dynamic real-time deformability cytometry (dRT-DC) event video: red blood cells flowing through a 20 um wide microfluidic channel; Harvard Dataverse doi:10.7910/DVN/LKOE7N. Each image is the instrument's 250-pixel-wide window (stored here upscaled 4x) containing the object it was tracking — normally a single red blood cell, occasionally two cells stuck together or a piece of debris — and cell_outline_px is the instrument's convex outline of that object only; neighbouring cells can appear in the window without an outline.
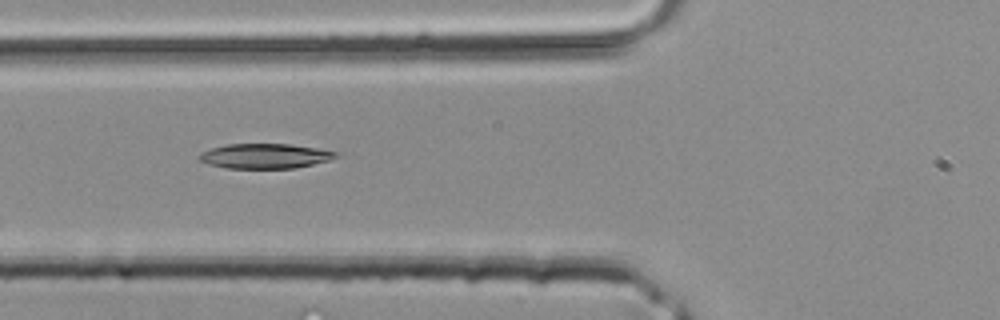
{"species": "common noctule bat (a hibernating species)", "species_latin": "Nyctalus noctula", "temperature_condition": "room temperature", "stored_images_in_passage": 32, "camera_frame_rate_fps": 3000, "um_per_image_px": 0.085, "animal": {"sex": "male", "body_mass_g": 20.4}, "frame": {"image": 1, "passage_image": 8, "time_ms": 2.333, "image_size_px": [1000, 320], "cell_outline_px": [[336, 156], [332, 160], [296, 168], [228, 168], [208, 164], [200, 160], [196, 156], [200, 152], [212, 148], [228, 144], [288, 144], [316, 148], [336, 152]], "centroid_in_image_um": [22.5, 13.27], "position_along_channel_um": 103.3, "area_um2": 19.71}}
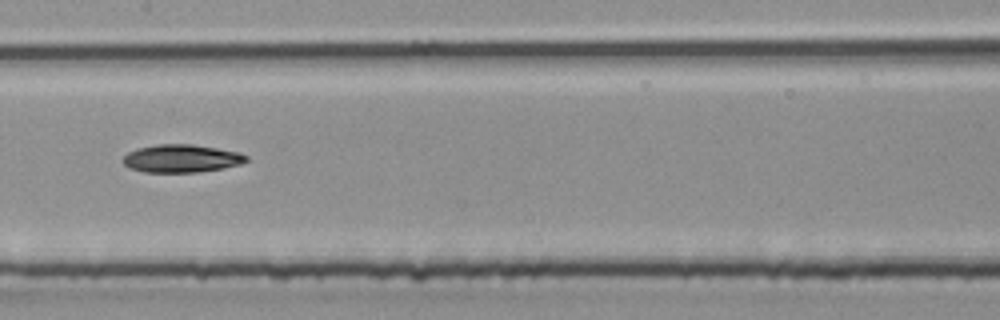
{"frame": {"image": 2, "passage_image": 13, "time_ms": 4.0, "image_size_px": [1000, 320], "cell_outline_px": [[248, 160], [240, 164], [224, 168], [196, 172], [144, 172], [128, 168], [120, 160], [128, 152], [136, 148], [156, 144], [192, 144], [240, 152], [248, 156]], "centroid_in_image_um": [15.39, 13.47], "position_along_channel_um": 192.0, "area_um2": 20.23}}
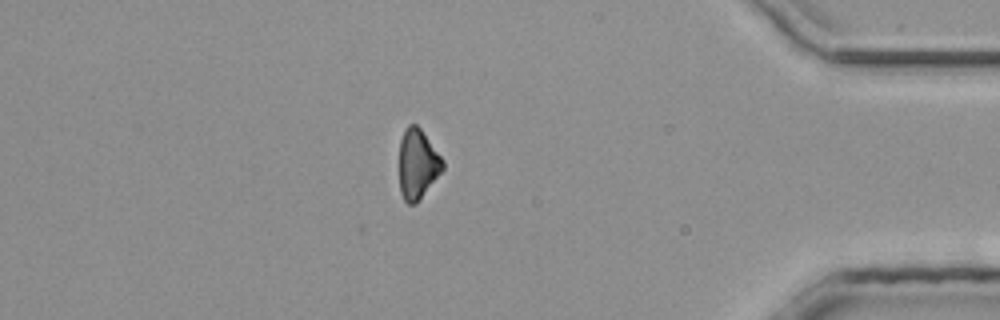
{"frame": {"image": 3, "passage_image": 27, "time_ms": 8.667, "image_size_px": [1000, 320], "cell_outline_px": [[444, 168], [416, 204], [408, 204], [404, 200], [400, 192], [400, 140], [404, 128], [408, 124], [416, 124], [420, 128], [444, 160]], "centroid_in_image_um": [35.49, 13.93], "position_along_channel_um": 399.7, "area_um2": 17.63}}